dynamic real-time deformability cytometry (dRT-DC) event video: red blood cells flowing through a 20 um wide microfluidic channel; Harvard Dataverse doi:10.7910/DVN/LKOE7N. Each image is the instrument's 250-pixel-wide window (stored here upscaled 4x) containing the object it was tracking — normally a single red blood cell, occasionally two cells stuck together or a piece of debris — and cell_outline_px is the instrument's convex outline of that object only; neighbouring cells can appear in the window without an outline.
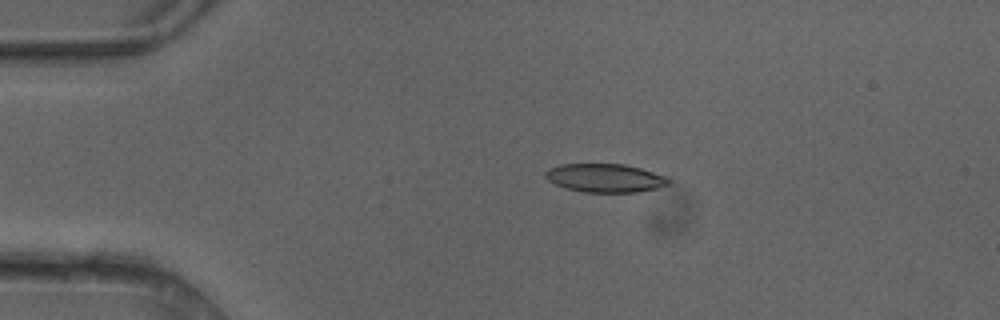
{"species": "common noctule bat (a hibernating species)", "species_latin": "Nyctalus noctula", "temperature_condition": "cold", "stored_images_in_passage": 4, "camera_frame_rate_fps": 3000, "um_per_image_px": 0.085, "animal": {"sex": "female"}, "frame": {"image": 1, "passage_image": 3, "time_ms": 0.667, "image_size_px": [1000, 320], "cell_outline_px": [[672, 180], [668, 184], [660, 188], [636, 192], [584, 192], [564, 188], [548, 180], [544, 176], [544, 172], [548, 168], [560, 164], [624, 164], [640, 168], [664, 176]], "centroid_in_image_um": [51.41, 15.13], "position_along_channel_um": 33.6, "area_um2": 20.52}}